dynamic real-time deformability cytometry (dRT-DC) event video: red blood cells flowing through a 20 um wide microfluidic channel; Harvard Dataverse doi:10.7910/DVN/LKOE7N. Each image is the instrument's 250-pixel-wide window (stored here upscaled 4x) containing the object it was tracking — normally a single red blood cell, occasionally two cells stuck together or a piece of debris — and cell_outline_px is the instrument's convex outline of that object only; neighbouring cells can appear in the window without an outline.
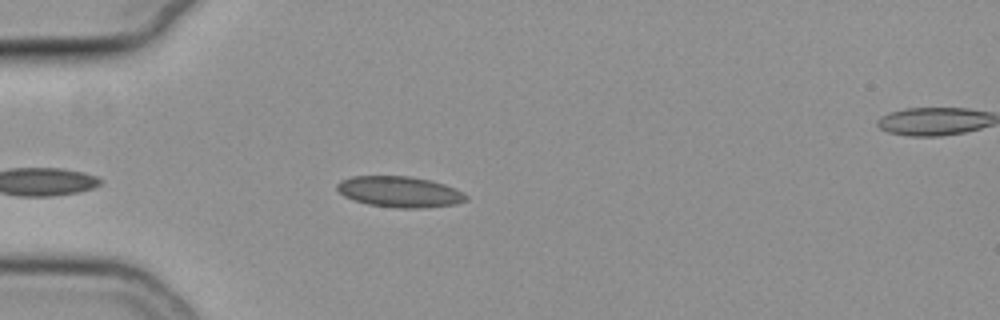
{"species": "common noctule bat (a hibernating species)", "species_latin": "Nyctalus noctula", "temperature_condition": "cold", "stored_images_in_passage": 39, "camera_frame_rate_fps": 3000, "um_per_image_px": 0.085, "animal": {"sex": "female", "body_mass_g": 19.3, "forearm_length_mm": 54.1}, "frame": {"image": 1, "passage_image": 2, "time_ms": 0.333, "image_size_px": [1000, 320], "cell_outline_px": [[468, 200], [456, 204], [420, 208], [396, 208], [368, 204], [344, 196], [336, 188], [336, 184], [340, 180], [352, 176], [412, 176], [432, 180], [456, 188], [464, 192], [468, 196]], "centroid_in_image_um": [34.0, 16.29], "position_along_channel_um": 51.0, "area_um2": 23.41}}
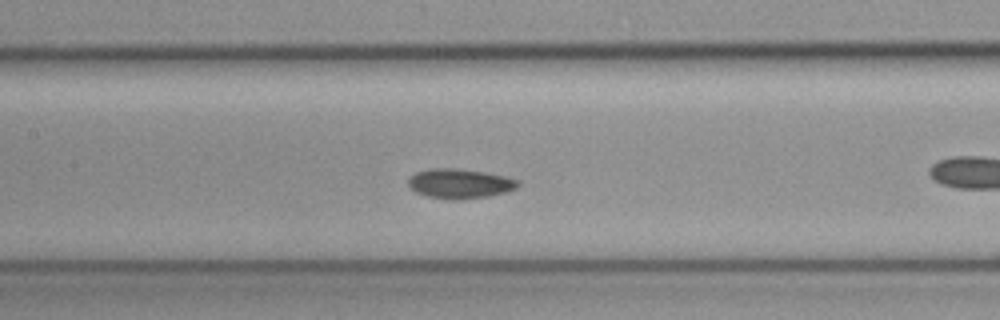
{"frame": {"image": 2, "passage_image": 9, "time_ms": 2.667, "image_size_px": [1000, 320], "cell_outline_px": [[520, 184], [516, 188], [504, 192], [488, 196], [456, 200], [428, 196], [416, 192], [408, 184], [408, 180], [416, 172], [432, 168], [456, 168], [484, 172], [508, 176], [520, 180]], "centroid_in_image_um": [39.12, 15.59], "position_along_channel_um": 168.3, "area_um2": 18.84}}
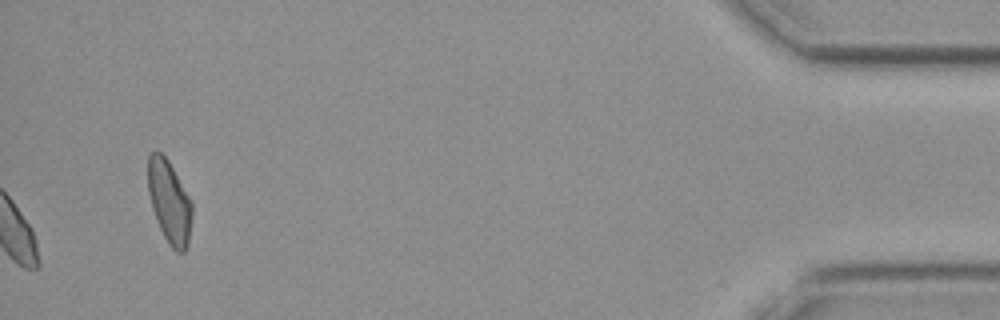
{"frame": {"image": 3, "passage_image": 39, "time_ms": 12.667, "image_size_px": [1000, 320], "cell_outline_px": [[192, 212], [188, 244], [184, 252], [176, 252], [168, 244], [156, 220], [152, 208], [148, 192], [148, 156], [156, 148], [168, 160], [192, 200]], "centroid_in_image_um": [14.39, 17.14], "position_along_channel_um": 420.8, "area_um2": 21.39}}